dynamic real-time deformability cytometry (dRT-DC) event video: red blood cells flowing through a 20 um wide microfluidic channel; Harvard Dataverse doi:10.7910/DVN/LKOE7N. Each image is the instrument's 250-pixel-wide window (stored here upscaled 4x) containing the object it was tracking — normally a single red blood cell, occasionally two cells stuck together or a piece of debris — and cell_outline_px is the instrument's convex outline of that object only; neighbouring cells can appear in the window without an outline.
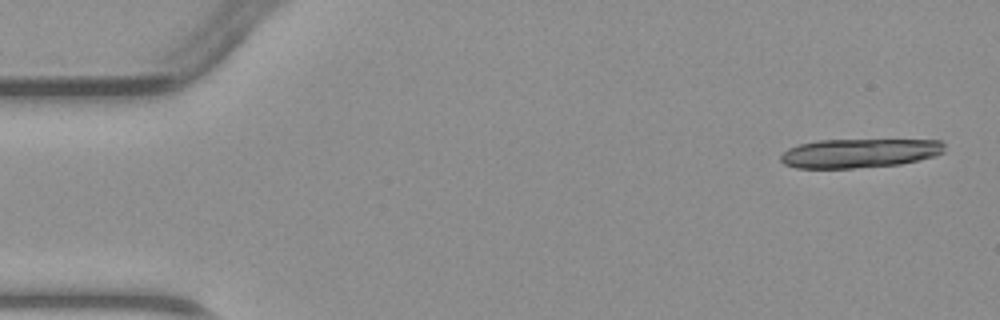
{"species": "common noctule bat (a hibernating species)", "species_latin": "Nyctalus noctula", "temperature_condition": "warm", "stored_images_in_passage": 3, "camera_frame_rate_fps": 3000, "um_per_image_px": 0.085, "animal": {"sex": "male", "body_mass_g": 23.1, "forearm_length_mm": 52.7}, "frame": {"image": 1, "passage_image": 1, "time_ms": 0.0, "image_size_px": [1000, 320], "cell_outline_px": [[944, 152], [936, 156], [900, 164], [852, 168], [796, 168], [784, 164], [780, 160], [780, 156], [788, 148], [800, 144], [820, 140], [940, 140], [944, 144]], "centroid_in_image_um": [73.05, 13.02], "position_along_channel_um": 12.0, "area_um2": 27.69}}